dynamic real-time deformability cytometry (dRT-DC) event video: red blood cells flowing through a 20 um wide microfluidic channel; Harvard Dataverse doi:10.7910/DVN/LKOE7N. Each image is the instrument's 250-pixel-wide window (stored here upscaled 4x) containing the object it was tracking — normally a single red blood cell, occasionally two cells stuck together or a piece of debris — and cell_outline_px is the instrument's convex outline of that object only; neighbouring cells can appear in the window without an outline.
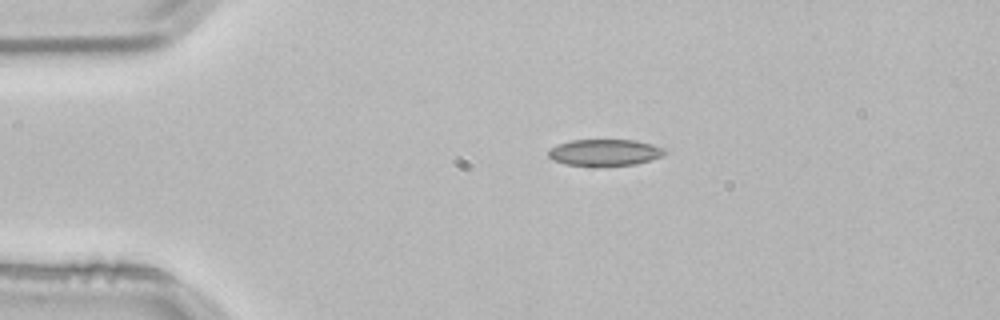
{"species": "common noctule bat (a hibernating species)", "species_latin": "Nyctalus noctula", "temperature_condition": "room temperature", "stored_images_in_passage": 3, "camera_frame_rate_fps": 3000, "um_per_image_px": 0.085, "animal": {"sex": "male", "body_mass_g": 21.5, "forearm_length_mm": 52.0}, "frame": {"image": 1, "passage_image": 3, "time_ms": 0.667, "image_size_px": [1000, 320], "cell_outline_px": [[668, 152], [660, 156], [636, 164], [564, 164], [552, 160], [548, 156], [548, 148], [556, 144], [572, 140], [636, 140], [652, 144], [664, 148]], "centroid_in_image_um": [51.36, 12.92], "position_along_channel_um": 33.6, "area_um2": 17.57}}